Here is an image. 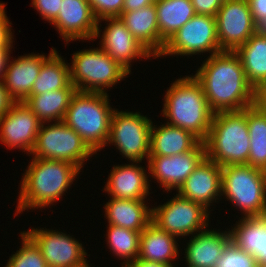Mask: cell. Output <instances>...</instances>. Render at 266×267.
I'll return each instance as SVG.
<instances>
[{
    "label": "cell",
    "mask_w": 266,
    "mask_h": 267,
    "mask_svg": "<svg viewBox=\"0 0 266 267\" xmlns=\"http://www.w3.org/2000/svg\"><path fill=\"white\" fill-rule=\"evenodd\" d=\"M196 72L194 77L201 84L214 113L239 111L256 104V91L247 81L235 52L210 55Z\"/></svg>",
    "instance_id": "obj_1"
},
{
    "label": "cell",
    "mask_w": 266,
    "mask_h": 267,
    "mask_svg": "<svg viewBox=\"0 0 266 267\" xmlns=\"http://www.w3.org/2000/svg\"><path fill=\"white\" fill-rule=\"evenodd\" d=\"M79 172L75 165L66 161L33 158L23 174L15 214L58 201Z\"/></svg>",
    "instance_id": "obj_2"
},
{
    "label": "cell",
    "mask_w": 266,
    "mask_h": 267,
    "mask_svg": "<svg viewBox=\"0 0 266 267\" xmlns=\"http://www.w3.org/2000/svg\"><path fill=\"white\" fill-rule=\"evenodd\" d=\"M163 106V116L170 121L167 124L191 132L201 142L206 140L214 112L194 76L173 82L165 93Z\"/></svg>",
    "instance_id": "obj_3"
},
{
    "label": "cell",
    "mask_w": 266,
    "mask_h": 267,
    "mask_svg": "<svg viewBox=\"0 0 266 267\" xmlns=\"http://www.w3.org/2000/svg\"><path fill=\"white\" fill-rule=\"evenodd\" d=\"M204 144L206 157L221 167L248 164L250 136L246 108L214 113Z\"/></svg>",
    "instance_id": "obj_4"
},
{
    "label": "cell",
    "mask_w": 266,
    "mask_h": 267,
    "mask_svg": "<svg viewBox=\"0 0 266 267\" xmlns=\"http://www.w3.org/2000/svg\"><path fill=\"white\" fill-rule=\"evenodd\" d=\"M108 97L107 93L76 90L62 120L94 153L105 147L108 141L114 111Z\"/></svg>",
    "instance_id": "obj_5"
},
{
    "label": "cell",
    "mask_w": 266,
    "mask_h": 267,
    "mask_svg": "<svg viewBox=\"0 0 266 267\" xmlns=\"http://www.w3.org/2000/svg\"><path fill=\"white\" fill-rule=\"evenodd\" d=\"M221 194L239 207L245 217L266 215V172L247 164L221 170Z\"/></svg>",
    "instance_id": "obj_6"
},
{
    "label": "cell",
    "mask_w": 266,
    "mask_h": 267,
    "mask_svg": "<svg viewBox=\"0 0 266 267\" xmlns=\"http://www.w3.org/2000/svg\"><path fill=\"white\" fill-rule=\"evenodd\" d=\"M70 82L77 91L107 93L130 73L102 48L83 49L72 56Z\"/></svg>",
    "instance_id": "obj_7"
},
{
    "label": "cell",
    "mask_w": 266,
    "mask_h": 267,
    "mask_svg": "<svg viewBox=\"0 0 266 267\" xmlns=\"http://www.w3.org/2000/svg\"><path fill=\"white\" fill-rule=\"evenodd\" d=\"M44 125V123L40 125L31 152L33 158L66 161L81 170L88 157L94 154L81 136L63 121Z\"/></svg>",
    "instance_id": "obj_8"
},
{
    "label": "cell",
    "mask_w": 266,
    "mask_h": 267,
    "mask_svg": "<svg viewBox=\"0 0 266 267\" xmlns=\"http://www.w3.org/2000/svg\"><path fill=\"white\" fill-rule=\"evenodd\" d=\"M152 121L140 112L117 111L111 118L110 132L106 144H112L132 162H141L150 154Z\"/></svg>",
    "instance_id": "obj_9"
},
{
    "label": "cell",
    "mask_w": 266,
    "mask_h": 267,
    "mask_svg": "<svg viewBox=\"0 0 266 267\" xmlns=\"http://www.w3.org/2000/svg\"><path fill=\"white\" fill-rule=\"evenodd\" d=\"M209 213L202 204L179 194L170 201L152 208V222L174 236H189L209 226Z\"/></svg>",
    "instance_id": "obj_10"
},
{
    "label": "cell",
    "mask_w": 266,
    "mask_h": 267,
    "mask_svg": "<svg viewBox=\"0 0 266 267\" xmlns=\"http://www.w3.org/2000/svg\"><path fill=\"white\" fill-rule=\"evenodd\" d=\"M222 52L217 37L216 17L196 14L165 43L160 56Z\"/></svg>",
    "instance_id": "obj_11"
},
{
    "label": "cell",
    "mask_w": 266,
    "mask_h": 267,
    "mask_svg": "<svg viewBox=\"0 0 266 267\" xmlns=\"http://www.w3.org/2000/svg\"><path fill=\"white\" fill-rule=\"evenodd\" d=\"M221 51L235 52L254 33L255 23L248 0H225L216 15Z\"/></svg>",
    "instance_id": "obj_12"
},
{
    "label": "cell",
    "mask_w": 266,
    "mask_h": 267,
    "mask_svg": "<svg viewBox=\"0 0 266 267\" xmlns=\"http://www.w3.org/2000/svg\"><path fill=\"white\" fill-rule=\"evenodd\" d=\"M39 247L48 267H86V250L75 238L55 230L24 231Z\"/></svg>",
    "instance_id": "obj_13"
},
{
    "label": "cell",
    "mask_w": 266,
    "mask_h": 267,
    "mask_svg": "<svg viewBox=\"0 0 266 267\" xmlns=\"http://www.w3.org/2000/svg\"><path fill=\"white\" fill-rule=\"evenodd\" d=\"M206 157L204 142L193 150L173 156H149L147 168L149 175L167 191L179 189L187 177Z\"/></svg>",
    "instance_id": "obj_14"
},
{
    "label": "cell",
    "mask_w": 266,
    "mask_h": 267,
    "mask_svg": "<svg viewBox=\"0 0 266 267\" xmlns=\"http://www.w3.org/2000/svg\"><path fill=\"white\" fill-rule=\"evenodd\" d=\"M41 122L27 104L14 102L0 118V141L9 148H21L31 154Z\"/></svg>",
    "instance_id": "obj_15"
},
{
    "label": "cell",
    "mask_w": 266,
    "mask_h": 267,
    "mask_svg": "<svg viewBox=\"0 0 266 267\" xmlns=\"http://www.w3.org/2000/svg\"><path fill=\"white\" fill-rule=\"evenodd\" d=\"M66 41L93 40L98 20L88 0H62L60 12L51 23Z\"/></svg>",
    "instance_id": "obj_16"
},
{
    "label": "cell",
    "mask_w": 266,
    "mask_h": 267,
    "mask_svg": "<svg viewBox=\"0 0 266 267\" xmlns=\"http://www.w3.org/2000/svg\"><path fill=\"white\" fill-rule=\"evenodd\" d=\"M109 22L103 31L101 48L129 73L131 61L150 58L153 55L130 33L119 17L104 18Z\"/></svg>",
    "instance_id": "obj_17"
},
{
    "label": "cell",
    "mask_w": 266,
    "mask_h": 267,
    "mask_svg": "<svg viewBox=\"0 0 266 267\" xmlns=\"http://www.w3.org/2000/svg\"><path fill=\"white\" fill-rule=\"evenodd\" d=\"M222 167L205 157L177 190L178 194L209 210L221 194Z\"/></svg>",
    "instance_id": "obj_18"
},
{
    "label": "cell",
    "mask_w": 266,
    "mask_h": 267,
    "mask_svg": "<svg viewBox=\"0 0 266 267\" xmlns=\"http://www.w3.org/2000/svg\"><path fill=\"white\" fill-rule=\"evenodd\" d=\"M48 57L38 53L20 56L13 61L8 60L2 82L15 102H22L31 94L41 66Z\"/></svg>",
    "instance_id": "obj_19"
},
{
    "label": "cell",
    "mask_w": 266,
    "mask_h": 267,
    "mask_svg": "<svg viewBox=\"0 0 266 267\" xmlns=\"http://www.w3.org/2000/svg\"><path fill=\"white\" fill-rule=\"evenodd\" d=\"M134 163L138 162L113 166L104 188L111 198L145 200L149 194L150 185L146 170Z\"/></svg>",
    "instance_id": "obj_20"
},
{
    "label": "cell",
    "mask_w": 266,
    "mask_h": 267,
    "mask_svg": "<svg viewBox=\"0 0 266 267\" xmlns=\"http://www.w3.org/2000/svg\"><path fill=\"white\" fill-rule=\"evenodd\" d=\"M185 249L188 267H215L225 245L231 240L230 232H219L214 229H203L195 233Z\"/></svg>",
    "instance_id": "obj_21"
},
{
    "label": "cell",
    "mask_w": 266,
    "mask_h": 267,
    "mask_svg": "<svg viewBox=\"0 0 266 267\" xmlns=\"http://www.w3.org/2000/svg\"><path fill=\"white\" fill-rule=\"evenodd\" d=\"M229 232L237 247L253 255L259 266L266 265V215L243 217Z\"/></svg>",
    "instance_id": "obj_22"
},
{
    "label": "cell",
    "mask_w": 266,
    "mask_h": 267,
    "mask_svg": "<svg viewBox=\"0 0 266 267\" xmlns=\"http://www.w3.org/2000/svg\"><path fill=\"white\" fill-rule=\"evenodd\" d=\"M119 18L153 57H159V26L155 4L122 12Z\"/></svg>",
    "instance_id": "obj_23"
},
{
    "label": "cell",
    "mask_w": 266,
    "mask_h": 267,
    "mask_svg": "<svg viewBox=\"0 0 266 267\" xmlns=\"http://www.w3.org/2000/svg\"><path fill=\"white\" fill-rule=\"evenodd\" d=\"M201 141L191 132L166 123L151 125L149 156H173L193 150Z\"/></svg>",
    "instance_id": "obj_24"
},
{
    "label": "cell",
    "mask_w": 266,
    "mask_h": 267,
    "mask_svg": "<svg viewBox=\"0 0 266 267\" xmlns=\"http://www.w3.org/2000/svg\"><path fill=\"white\" fill-rule=\"evenodd\" d=\"M104 208L110 225L142 232L152 222V208L144 200L111 198Z\"/></svg>",
    "instance_id": "obj_25"
},
{
    "label": "cell",
    "mask_w": 266,
    "mask_h": 267,
    "mask_svg": "<svg viewBox=\"0 0 266 267\" xmlns=\"http://www.w3.org/2000/svg\"><path fill=\"white\" fill-rule=\"evenodd\" d=\"M157 21L159 26V55L165 43L194 15L191 0H156Z\"/></svg>",
    "instance_id": "obj_26"
},
{
    "label": "cell",
    "mask_w": 266,
    "mask_h": 267,
    "mask_svg": "<svg viewBox=\"0 0 266 267\" xmlns=\"http://www.w3.org/2000/svg\"><path fill=\"white\" fill-rule=\"evenodd\" d=\"M175 237L151 222L140 234L138 258L171 264L179 256Z\"/></svg>",
    "instance_id": "obj_27"
},
{
    "label": "cell",
    "mask_w": 266,
    "mask_h": 267,
    "mask_svg": "<svg viewBox=\"0 0 266 267\" xmlns=\"http://www.w3.org/2000/svg\"><path fill=\"white\" fill-rule=\"evenodd\" d=\"M76 87L70 83L66 88L45 92L40 95H29L24 102L38 117L41 123L62 121Z\"/></svg>",
    "instance_id": "obj_28"
},
{
    "label": "cell",
    "mask_w": 266,
    "mask_h": 267,
    "mask_svg": "<svg viewBox=\"0 0 266 267\" xmlns=\"http://www.w3.org/2000/svg\"><path fill=\"white\" fill-rule=\"evenodd\" d=\"M235 53L255 91L266 85V36L254 33Z\"/></svg>",
    "instance_id": "obj_29"
},
{
    "label": "cell",
    "mask_w": 266,
    "mask_h": 267,
    "mask_svg": "<svg viewBox=\"0 0 266 267\" xmlns=\"http://www.w3.org/2000/svg\"><path fill=\"white\" fill-rule=\"evenodd\" d=\"M70 83V66L65 63L56 49H51L49 57L41 66L30 95L64 89Z\"/></svg>",
    "instance_id": "obj_30"
},
{
    "label": "cell",
    "mask_w": 266,
    "mask_h": 267,
    "mask_svg": "<svg viewBox=\"0 0 266 267\" xmlns=\"http://www.w3.org/2000/svg\"><path fill=\"white\" fill-rule=\"evenodd\" d=\"M250 136L248 164L266 172V113L256 104L246 108Z\"/></svg>",
    "instance_id": "obj_31"
},
{
    "label": "cell",
    "mask_w": 266,
    "mask_h": 267,
    "mask_svg": "<svg viewBox=\"0 0 266 267\" xmlns=\"http://www.w3.org/2000/svg\"><path fill=\"white\" fill-rule=\"evenodd\" d=\"M107 242L109 248L116 257L124 259L122 267H127L132 261L139 256V243L141 232L124 227L108 225ZM126 258V259H125Z\"/></svg>",
    "instance_id": "obj_32"
},
{
    "label": "cell",
    "mask_w": 266,
    "mask_h": 267,
    "mask_svg": "<svg viewBox=\"0 0 266 267\" xmlns=\"http://www.w3.org/2000/svg\"><path fill=\"white\" fill-rule=\"evenodd\" d=\"M22 246L11 255L5 267H48L37 244L23 231Z\"/></svg>",
    "instance_id": "obj_33"
},
{
    "label": "cell",
    "mask_w": 266,
    "mask_h": 267,
    "mask_svg": "<svg viewBox=\"0 0 266 267\" xmlns=\"http://www.w3.org/2000/svg\"><path fill=\"white\" fill-rule=\"evenodd\" d=\"M215 267H259V265L253 255L237 247L230 240Z\"/></svg>",
    "instance_id": "obj_34"
},
{
    "label": "cell",
    "mask_w": 266,
    "mask_h": 267,
    "mask_svg": "<svg viewBox=\"0 0 266 267\" xmlns=\"http://www.w3.org/2000/svg\"><path fill=\"white\" fill-rule=\"evenodd\" d=\"M93 14L98 20L97 32L95 39L100 37L101 19L119 17L123 12L124 0H88Z\"/></svg>",
    "instance_id": "obj_35"
},
{
    "label": "cell",
    "mask_w": 266,
    "mask_h": 267,
    "mask_svg": "<svg viewBox=\"0 0 266 267\" xmlns=\"http://www.w3.org/2000/svg\"><path fill=\"white\" fill-rule=\"evenodd\" d=\"M62 0H32V6L39 11L43 19L50 24L57 18L60 12Z\"/></svg>",
    "instance_id": "obj_36"
},
{
    "label": "cell",
    "mask_w": 266,
    "mask_h": 267,
    "mask_svg": "<svg viewBox=\"0 0 266 267\" xmlns=\"http://www.w3.org/2000/svg\"><path fill=\"white\" fill-rule=\"evenodd\" d=\"M222 0H191L196 14L216 17L222 5Z\"/></svg>",
    "instance_id": "obj_37"
},
{
    "label": "cell",
    "mask_w": 266,
    "mask_h": 267,
    "mask_svg": "<svg viewBox=\"0 0 266 267\" xmlns=\"http://www.w3.org/2000/svg\"><path fill=\"white\" fill-rule=\"evenodd\" d=\"M12 39L14 38L11 32V22H9L8 17L4 13L0 17V49H4Z\"/></svg>",
    "instance_id": "obj_38"
},
{
    "label": "cell",
    "mask_w": 266,
    "mask_h": 267,
    "mask_svg": "<svg viewBox=\"0 0 266 267\" xmlns=\"http://www.w3.org/2000/svg\"><path fill=\"white\" fill-rule=\"evenodd\" d=\"M254 23L266 18V0H248Z\"/></svg>",
    "instance_id": "obj_39"
},
{
    "label": "cell",
    "mask_w": 266,
    "mask_h": 267,
    "mask_svg": "<svg viewBox=\"0 0 266 267\" xmlns=\"http://www.w3.org/2000/svg\"><path fill=\"white\" fill-rule=\"evenodd\" d=\"M14 102L4 87L3 82L0 81V118L10 110Z\"/></svg>",
    "instance_id": "obj_40"
},
{
    "label": "cell",
    "mask_w": 266,
    "mask_h": 267,
    "mask_svg": "<svg viewBox=\"0 0 266 267\" xmlns=\"http://www.w3.org/2000/svg\"><path fill=\"white\" fill-rule=\"evenodd\" d=\"M156 0H124L123 12L134 11L154 4Z\"/></svg>",
    "instance_id": "obj_41"
},
{
    "label": "cell",
    "mask_w": 266,
    "mask_h": 267,
    "mask_svg": "<svg viewBox=\"0 0 266 267\" xmlns=\"http://www.w3.org/2000/svg\"><path fill=\"white\" fill-rule=\"evenodd\" d=\"M12 42L13 41H11L4 49H0V81H3L8 60L11 59L10 49L12 48Z\"/></svg>",
    "instance_id": "obj_42"
},
{
    "label": "cell",
    "mask_w": 266,
    "mask_h": 267,
    "mask_svg": "<svg viewBox=\"0 0 266 267\" xmlns=\"http://www.w3.org/2000/svg\"><path fill=\"white\" fill-rule=\"evenodd\" d=\"M127 267H173L172 264H164L159 262H152L137 258L132 261Z\"/></svg>",
    "instance_id": "obj_43"
},
{
    "label": "cell",
    "mask_w": 266,
    "mask_h": 267,
    "mask_svg": "<svg viewBox=\"0 0 266 267\" xmlns=\"http://www.w3.org/2000/svg\"><path fill=\"white\" fill-rule=\"evenodd\" d=\"M256 105L266 113V85L256 91Z\"/></svg>",
    "instance_id": "obj_44"
},
{
    "label": "cell",
    "mask_w": 266,
    "mask_h": 267,
    "mask_svg": "<svg viewBox=\"0 0 266 267\" xmlns=\"http://www.w3.org/2000/svg\"><path fill=\"white\" fill-rule=\"evenodd\" d=\"M255 34L266 36V18L255 22Z\"/></svg>",
    "instance_id": "obj_45"
},
{
    "label": "cell",
    "mask_w": 266,
    "mask_h": 267,
    "mask_svg": "<svg viewBox=\"0 0 266 267\" xmlns=\"http://www.w3.org/2000/svg\"><path fill=\"white\" fill-rule=\"evenodd\" d=\"M6 13L5 12V4L4 3H0V17Z\"/></svg>",
    "instance_id": "obj_46"
}]
</instances>
